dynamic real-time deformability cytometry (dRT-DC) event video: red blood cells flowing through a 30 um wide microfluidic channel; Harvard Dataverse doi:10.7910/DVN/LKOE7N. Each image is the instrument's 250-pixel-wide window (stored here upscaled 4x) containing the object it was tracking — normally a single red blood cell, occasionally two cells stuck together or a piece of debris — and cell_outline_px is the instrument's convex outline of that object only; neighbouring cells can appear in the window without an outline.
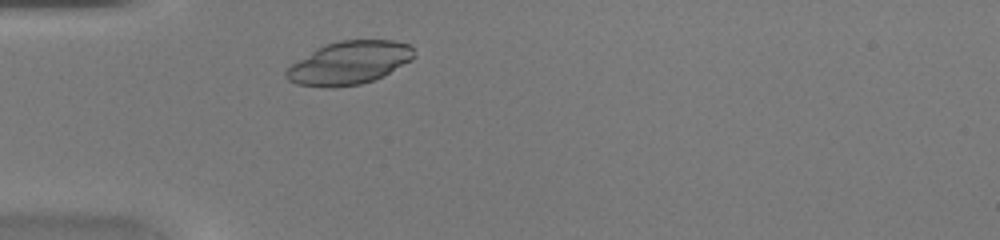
{"species": "common noctule bat (a hibernating species)", "species_latin": "Nyctalus noctula", "temperature_condition": "warm", "stored_images_in_passage": 32, "camera_frame_rate_fps": 3000, "um_per_image_px": 0.085, "animal": {"sex": "female", "body_mass_g": 20.0, "forearm_length_mm": 54.0}, "frame": {"image": 1, "passage_image": 3, "time_ms": 0.667, "image_size_px": [1000, 240], "cell_outline_px": [[416, 56], [412, 60], [384, 76], [360, 84], [332, 88], [296, 84], [288, 80], [284, 76], [284, 72], [292, 64], [316, 48], [324, 44], [340, 40], [392, 40], [408, 44], [412, 48]], "centroid_in_image_um": [29.68, 5.34], "position_along_channel_um": 55.3, "area_um2": 32.19}}
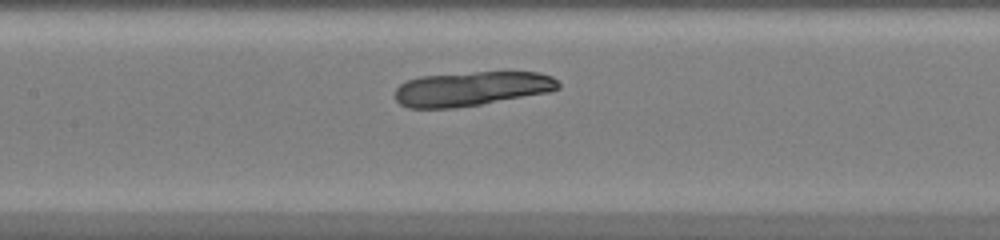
{"frame": {"image": 2, "passage_image": 11, "time_ms": 3.333, "image_size_px": [1000, 240], "cell_outline_px": [[560, 88], [548, 92], [480, 104], [456, 108], [408, 108], [400, 104], [396, 100], [396, 88], [400, 84], [408, 80], [420, 76], [476, 72], [540, 72], [552, 76], [560, 84]], "centroid_in_image_um": [40.08, 7.54], "position_along_channel_um": 167.3, "area_um2": 32.6}}